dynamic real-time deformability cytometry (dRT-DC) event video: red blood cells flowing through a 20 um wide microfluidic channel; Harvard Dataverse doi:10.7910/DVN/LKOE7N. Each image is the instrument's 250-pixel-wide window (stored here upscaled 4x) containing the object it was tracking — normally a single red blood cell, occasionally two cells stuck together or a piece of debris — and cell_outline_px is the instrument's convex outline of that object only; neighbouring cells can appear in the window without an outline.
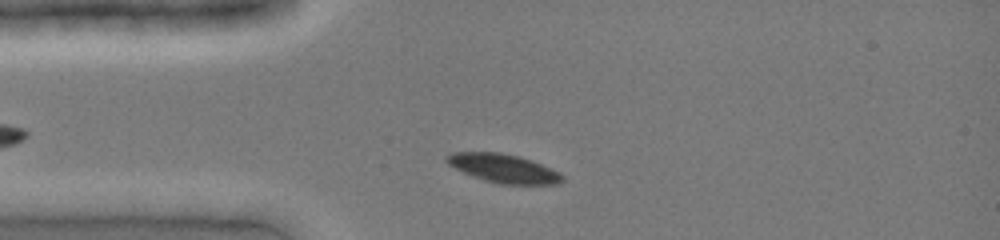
{"species": "common noctule bat (a hibernating species)", "species_latin": "Nyctalus noctula", "temperature_condition": "cold", "stored_images_in_passage": 30, "camera_frame_rate_fps": 3000, "um_per_image_px": 0.085, "animal": {"sex": "female", "body_mass_g": 19.0, "forearm_length_mm": 51.5}, "frame": {"image": 1, "passage_image": 3, "time_ms": 0.667, "image_size_px": [1000, 240], "cell_outline_px": [[564, 180], [556, 184], [500, 184], [484, 180], [472, 176], [448, 164], [444, 160], [444, 156], [452, 152], [500, 152], [520, 156], [560, 172], [564, 176]], "centroid_in_image_um": [42.78, 14.3], "position_along_channel_um": 42.2, "area_um2": 19.31}}
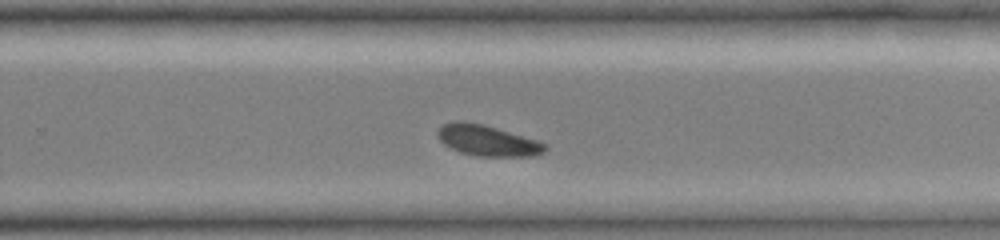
{"frame": {"image": 2, "passage_image": 20, "time_ms": 6.333, "image_size_px": [1000, 240], "cell_outline_px": [[548, 148], [544, 152], [532, 156], [480, 156], [460, 152], [444, 144], [436, 136], [436, 132], [444, 124], [456, 120], [464, 120], [484, 124], [540, 140]], "centroid_in_image_um": [41.44, 11.92], "position_along_channel_um": 288.4, "area_um2": 19.48}}
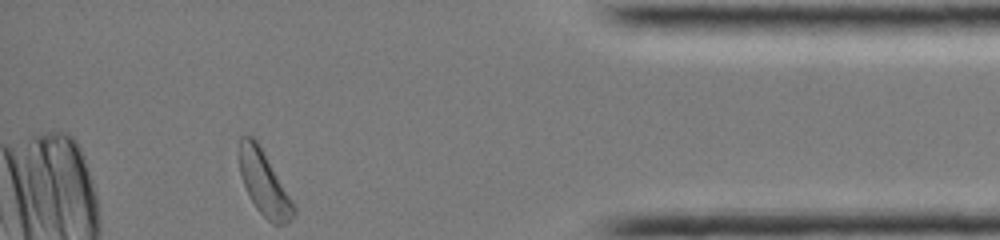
{"frame": {"image": 3, "passage_image": 30, "time_ms": 9.667, "image_size_px": [1000, 240], "cell_outline_px": [[296, 212], [292, 220], [284, 224], [272, 224], [256, 208], [244, 184], [240, 172], [240, 136], [252, 136], [256, 140], [264, 152], [292, 200], [296, 208]], "centroid_in_image_um": [22.47, 15.6], "position_along_channel_um": 412.7, "area_um2": 19.88}}